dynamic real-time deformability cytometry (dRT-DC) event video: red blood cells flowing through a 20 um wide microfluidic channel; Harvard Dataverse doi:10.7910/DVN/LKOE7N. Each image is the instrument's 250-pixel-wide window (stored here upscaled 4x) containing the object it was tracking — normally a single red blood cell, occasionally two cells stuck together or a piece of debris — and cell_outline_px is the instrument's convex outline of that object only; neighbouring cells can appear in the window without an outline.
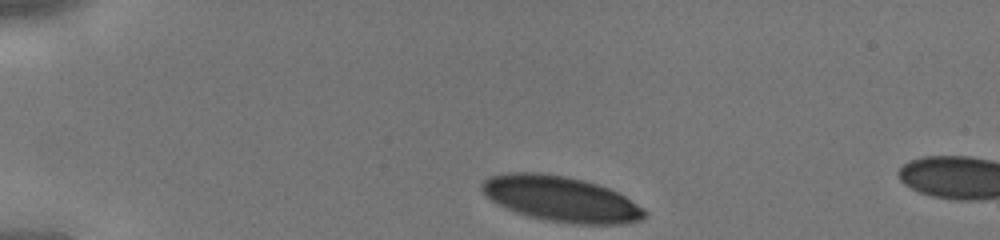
{"species": "human", "species_latin": "Homo sapiens", "temperature_condition": "cold", "stored_images_in_passage": 4, "camera_frame_rate_fps": 3000, "um_per_image_px": 0.085, "donor": {"sex": "male"}, "frame": {"image": 1, "passage_image": 1, "time_ms": 0.0, "image_size_px": [1000, 240], "cell_outline_px": [[648, 212], [640, 220], [624, 224], [572, 224], [548, 220], [528, 216], [516, 212], [492, 200], [480, 188], [480, 184], [484, 180], [492, 176], [508, 172], [536, 172], [564, 176], [584, 180], [608, 188], [624, 196], [644, 208]], "centroid_in_image_um": [47.7, 16.91], "position_along_channel_um": 37.3, "area_um2": 42.66}}